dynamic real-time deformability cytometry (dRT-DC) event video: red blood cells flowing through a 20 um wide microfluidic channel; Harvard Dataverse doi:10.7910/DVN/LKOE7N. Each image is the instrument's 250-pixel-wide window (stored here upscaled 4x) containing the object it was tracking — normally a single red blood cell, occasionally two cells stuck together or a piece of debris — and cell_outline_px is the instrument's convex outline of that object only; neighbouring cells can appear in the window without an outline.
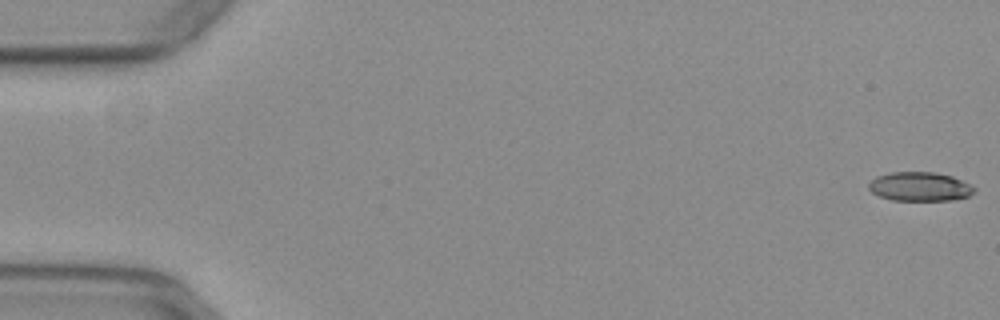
{"species": "common noctule bat (a hibernating species)", "species_latin": "Nyctalus noctula", "temperature_condition": "warm", "stored_images_in_passage": 53, "camera_frame_rate_fps": 3000, "um_per_image_px": 0.085, "animal": {"sex": "female", "body_mass_g": 29.2, "forearm_length_mm": 56.3}, "frame": {"image": 1, "passage_image": 1, "time_ms": 0.0, "image_size_px": [1000, 320], "cell_outline_px": [[976, 192], [968, 196], [948, 200], [892, 200], [880, 196], [872, 192], [868, 188], [868, 184], [876, 176], [892, 172], [932, 172], [952, 176], [976, 188]], "centroid_in_image_um": [78.17, 15.86], "position_along_channel_um": 6.8, "area_um2": 17.69}}
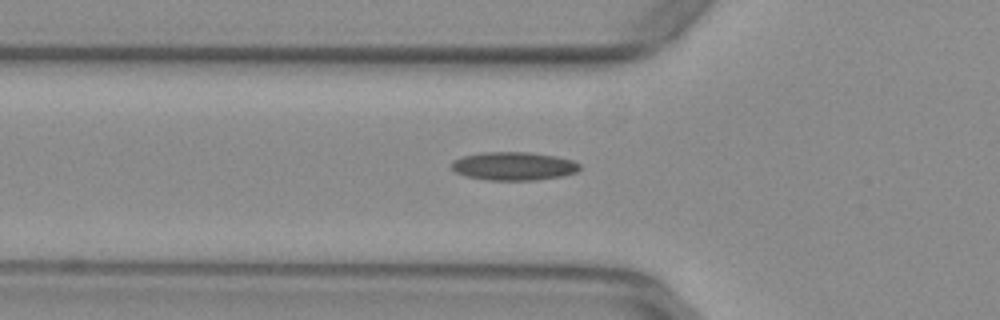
{"frame": {"image": 2, "passage_image": 19, "time_ms": 6.0, "image_size_px": [1000, 320], "cell_outline_px": [[580, 168], [576, 172], [560, 176], [536, 180], [484, 180], [464, 176], [456, 172], [452, 168], [452, 160], [464, 156], [480, 152], [528, 152], [556, 156], [572, 160], [580, 164]], "centroid_in_image_um": [43.63, 14.12], "position_along_channel_um": 82.2, "area_um2": 21.21}}
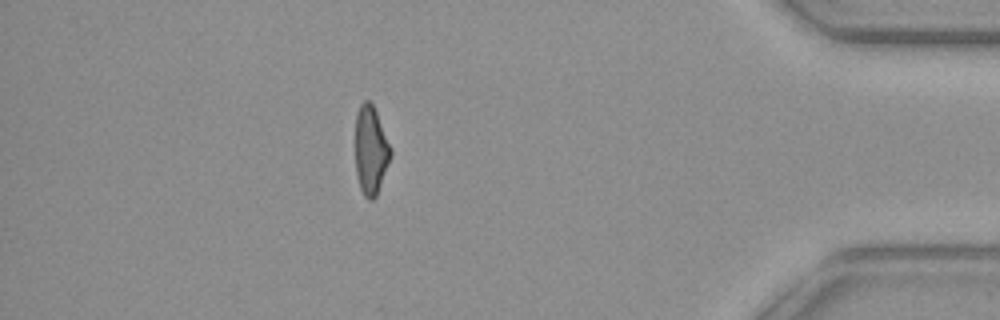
{"frame": {"image": 3, "passage_image": 47, "time_ms": 15.333, "image_size_px": [1000, 320], "cell_outline_px": [[392, 152], [376, 196], [372, 200], [368, 200], [364, 196], [360, 188], [356, 176], [356, 112], [360, 104], [364, 100], [368, 100], [372, 104], [376, 112], [392, 148]], "centroid_in_image_um": [31.5, 12.76], "position_along_channel_um": 403.7, "area_um2": 18.09}, "authors_computed_cell_mechanics": {"area_um2": 19.2474, "velocity_mm_per_s": 3.9485, "shape_relaxation_time_tau1_ms": null, "shape_relaxation_time_tau2_ms": 1.7115, "deformation_change_tau1": null, "deformation_change_tau2": 0.093}}